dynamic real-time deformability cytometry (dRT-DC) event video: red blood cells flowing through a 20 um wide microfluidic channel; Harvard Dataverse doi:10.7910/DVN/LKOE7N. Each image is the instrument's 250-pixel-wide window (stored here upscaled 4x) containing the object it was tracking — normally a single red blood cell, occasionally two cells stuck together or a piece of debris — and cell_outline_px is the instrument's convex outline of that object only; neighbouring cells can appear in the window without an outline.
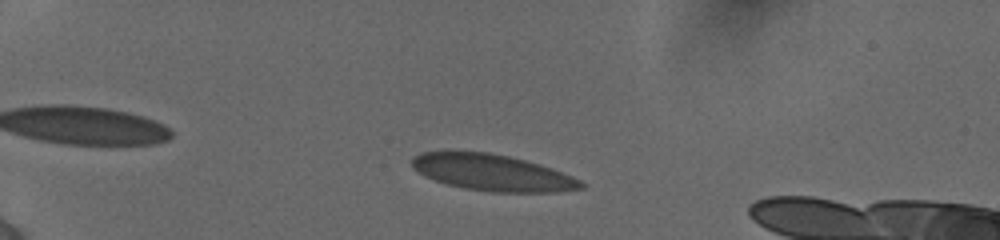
{"species": "human", "species_latin": "Homo sapiens", "temperature_condition": "cold", "stored_images_in_passage": 42, "camera_frame_rate_fps": 3000, "um_per_image_px": 0.085, "donor": {"sex": "female"}, "frame": {"image": 1, "passage_image": 8, "time_ms": 2.333, "image_size_px": [1000, 240], "cell_outline_px": [[584, 188], [556, 192], [492, 192], [464, 188], [448, 184], [424, 176], [412, 168], [412, 156], [420, 152], [488, 152], [508, 156], [524, 160], [572, 176], [580, 180], [584, 184]], "centroid_in_image_um": [41.81, 14.68], "position_along_channel_um": 43.2, "area_um2": 35.37}}
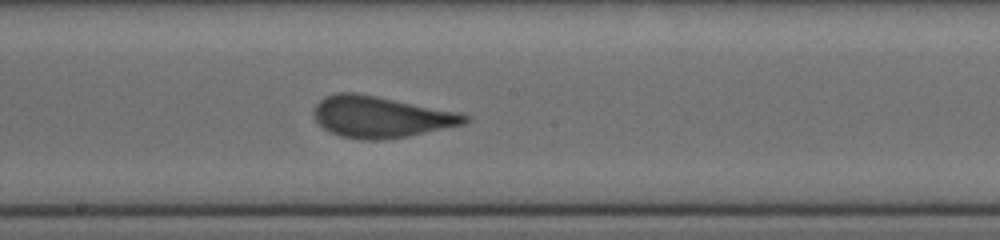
{"frame": {"image": 2, "passage_image": 26, "time_ms": 8.333, "image_size_px": [1000, 240], "cell_outline_px": [[468, 120], [464, 124], [408, 136], [380, 140], [364, 140], [340, 136], [328, 132], [312, 116], [312, 112], [316, 104], [320, 100], [336, 92], [352, 92], [376, 96], [452, 112], [468, 116]], "centroid_in_image_um": [32.26, 9.95], "position_along_channel_um": 215.9, "area_um2": 35.72}}
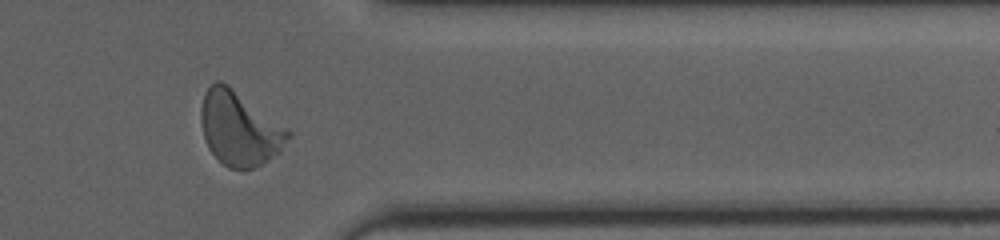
{"frame": {"image": 3, "passage_image": 40, "time_ms": 13.0, "image_size_px": [1000, 240], "cell_outline_px": [[292, 136], [280, 152], [256, 168], [244, 172], [228, 168], [208, 148], [204, 136], [200, 120], [200, 108], [204, 92], [216, 80], [220, 80], [228, 84], [288, 128], [292, 132]], "centroid_in_image_um": [20.37, 10.94], "position_along_channel_um": 391.0, "area_um2": 38.15}, "authors_computed_cell_mechanics": {"area_um2": 35.5759, "velocity_mm_per_s": 3.865, "shape_relaxation_time_tau1_ms": 6.0745, "shape_relaxation_time_tau2_ms": null, "deformation_change_tau1": 0.1691, "deformation_change_tau2": null}}